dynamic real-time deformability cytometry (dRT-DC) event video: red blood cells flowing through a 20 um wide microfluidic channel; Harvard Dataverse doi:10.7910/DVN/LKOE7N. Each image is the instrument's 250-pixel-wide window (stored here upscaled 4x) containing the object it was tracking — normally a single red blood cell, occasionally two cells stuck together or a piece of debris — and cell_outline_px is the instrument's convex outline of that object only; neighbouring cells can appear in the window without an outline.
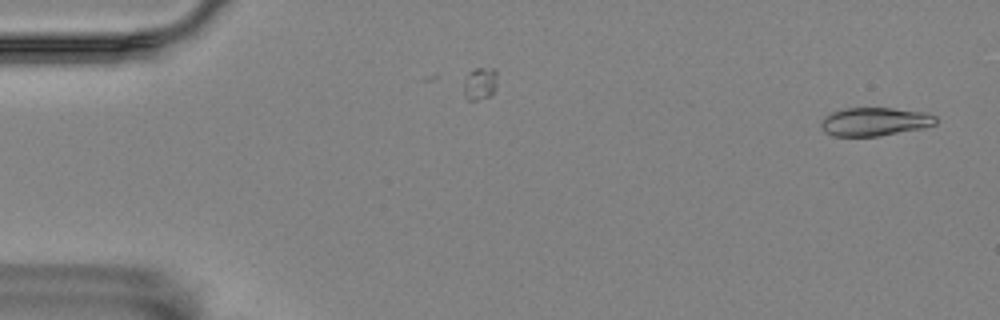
{"species": "Egyptian fruit bat (a non-hibernating species)", "species_latin": "Rousettus aegyptiacus", "temperature_condition": "room temperature", "stored_images_in_passage": 50, "camera_frame_rate_fps": 3000, "um_per_image_px": 0.085, "animal": {"sex": "female"}, "frame": {"image": 1, "passage_image": 2, "time_ms": 0.333, "image_size_px": [1000, 320], "cell_outline_px": [[936, 124], [924, 128], [880, 136], [832, 136], [824, 132], [820, 124], [824, 116], [832, 112], [844, 108], [892, 108], [928, 112], [936, 116]], "centroid_in_image_um": [74.36, 10.34], "position_along_channel_um": 10.6, "area_um2": 19.25}}
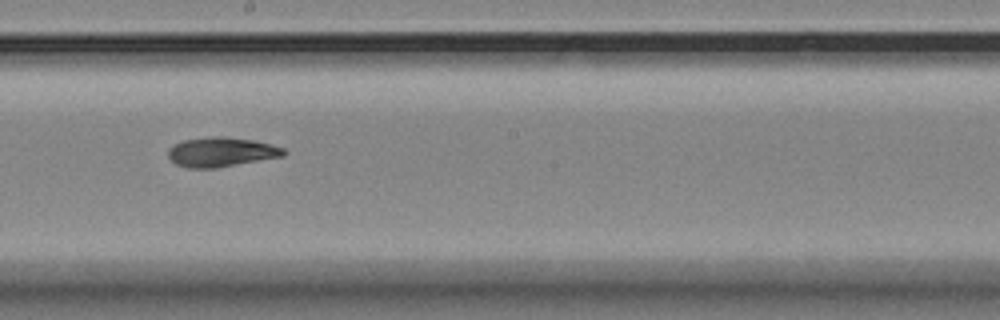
{"frame": {"image": 2, "passage_image": 31, "time_ms": 10.0, "image_size_px": [1000, 320], "cell_outline_px": [[288, 152], [284, 156], [216, 168], [188, 168], [176, 164], [168, 156], [168, 148], [184, 140], [212, 136], [224, 136], [252, 140], [272, 144], [284, 148]], "centroid_in_image_um": [18.84, 12.92], "position_along_channel_um": 229.4, "area_um2": 19.88}}
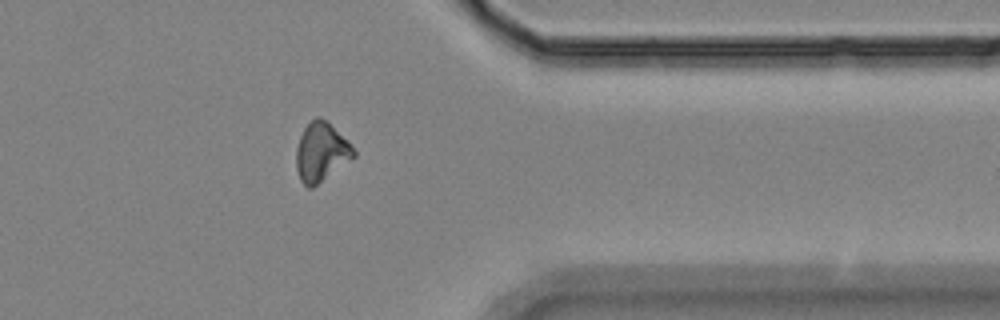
{"frame": {"image": 3, "passage_image": 45, "time_ms": 14.667, "image_size_px": [1000, 320], "cell_outline_px": [[356, 156], [312, 188], [308, 188], [300, 180], [296, 168], [296, 148], [300, 136], [304, 128], [316, 116], [320, 116], [348, 140], [356, 152]], "centroid_in_image_um": [27.29, 12.93], "position_along_channel_um": 384.1, "area_um2": 19.59}, "authors_computed_cell_mechanics": {"area_um2": 19.3919, "velocity_mm_per_s": 3.5327, "shape_relaxation_time_tau1_ms": null, "shape_relaxation_time_tau2_ms": 9.8969, "deformation_change_tau1": null, "deformation_change_tau2": 0.1754}}